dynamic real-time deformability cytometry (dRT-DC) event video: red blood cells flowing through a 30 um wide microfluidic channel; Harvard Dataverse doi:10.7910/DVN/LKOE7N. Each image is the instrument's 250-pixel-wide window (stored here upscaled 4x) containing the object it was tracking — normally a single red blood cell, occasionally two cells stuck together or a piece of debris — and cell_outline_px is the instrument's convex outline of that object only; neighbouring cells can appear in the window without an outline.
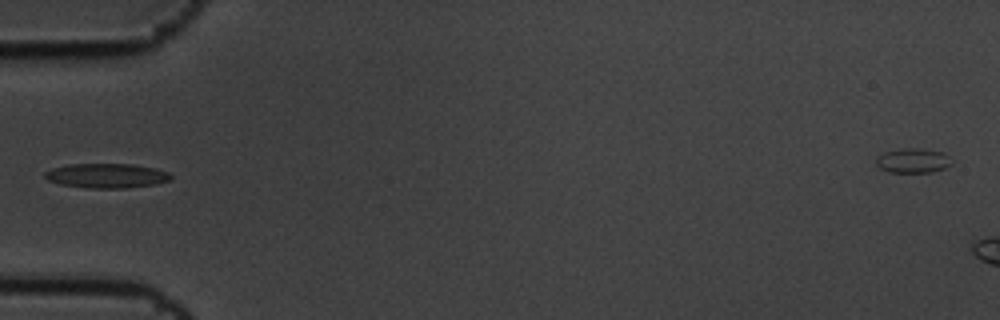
{"species": "common noctule bat (a hibernating species)", "species_latin": "Nyctalus noctula", "temperature_condition": "cold", "stored_images_in_passage": 7, "camera_frame_rate_fps": 3000, "um_per_image_px": 0.085, "animal": {"sex": "male", "body_mass_g": 19.5, "forearm_length_mm": 54.6}, "frame": {"image": 1, "passage_image": 2, "time_ms": 0.333, "image_size_px": [1000, 320], "cell_outline_px": [[172, 180], [156, 184], [124, 188], [92, 188], [60, 184], [48, 180], [44, 176], [44, 172], [52, 168], [68, 164], [132, 164], [156, 168], [168, 172], [172, 176]], "centroid_in_image_um": [9.08, 14.93], "position_along_channel_um": 75.9, "area_um2": 18.03}}
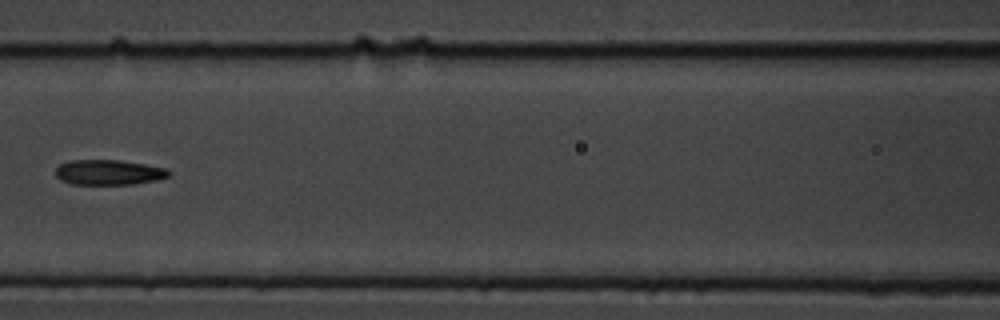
{"frame": {"image": 2, "passage_image": 4, "time_ms": 1.0, "image_size_px": [1000, 320], "cell_outline_px": [[172, 172], [168, 176], [156, 180], [132, 184], [72, 184], [60, 180], [56, 176], [56, 168], [60, 164], [68, 160], [120, 160], [168, 168]], "centroid_in_image_um": [9.24, 14.64], "position_along_channel_um": 157.4, "area_um2": 16.65}}
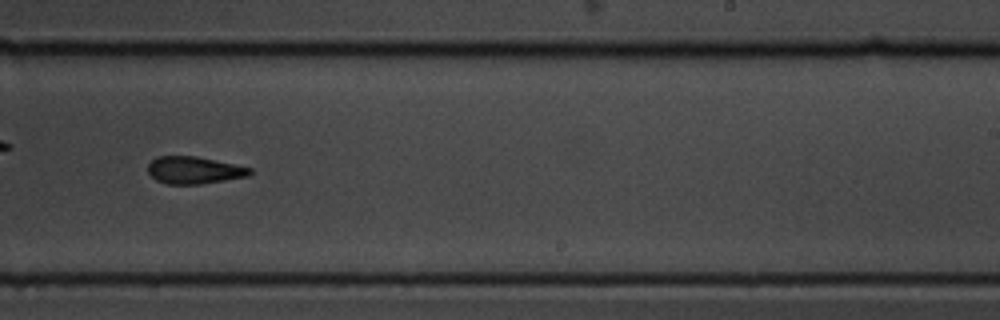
{"frame": {"image": 3, "passage_image": 7, "time_ms": 2.0, "image_size_px": [1000, 320], "cell_outline_px": [[252, 172], [248, 176], [200, 184], [168, 184], [156, 180], [148, 172], [148, 164], [156, 156], [196, 156], [252, 168]], "centroid_in_image_um": [16.48, 14.46], "position_along_channel_um": 272.5, "area_um2": 16.07}}